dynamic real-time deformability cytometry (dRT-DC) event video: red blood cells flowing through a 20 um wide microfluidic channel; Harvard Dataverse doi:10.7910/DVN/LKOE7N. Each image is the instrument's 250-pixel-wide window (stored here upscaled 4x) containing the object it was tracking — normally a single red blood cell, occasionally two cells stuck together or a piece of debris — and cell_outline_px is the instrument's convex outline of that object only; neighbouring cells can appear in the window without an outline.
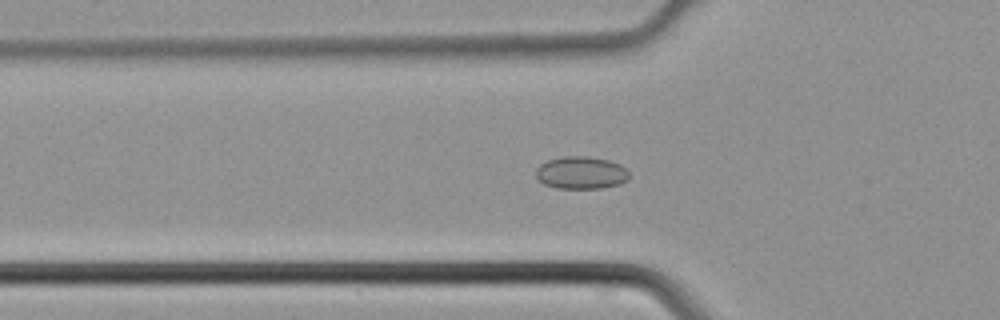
{"species": "common noctule bat (a hibernating species)", "species_latin": "Nyctalus noctula", "temperature_condition": "cold", "stored_images_in_passage": 44, "camera_frame_rate_fps": 3000, "um_per_image_px": 0.085, "animal": {"sex": "male", "body_mass_g": 21.5, "forearm_length_mm": 52.0}, "frame": {"image": 1, "passage_image": 15, "time_ms": 4.667, "image_size_px": [1000, 320], "cell_outline_px": [[628, 180], [620, 184], [600, 188], [556, 188], [544, 184], [536, 176], [536, 168], [540, 164], [548, 160], [564, 156], [588, 156], [608, 160], [620, 164], [628, 172]], "centroid_in_image_um": [49.39, 14.68], "position_along_channel_um": 76.4, "area_um2": 17.63}}
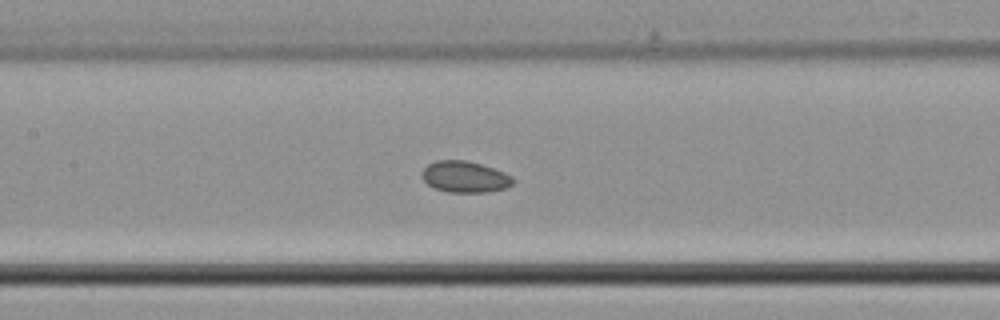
{"frame": {"image": 2, "passage_image": 21, "time_ms": 6.667, "image_size_px": [1000, 320], "cell_outline_px": [[516, 180], [508, 188], [484, 192], [448, 192], [436, 188], [428, 184], [420, 176], [424, 168], [428, 164], [436, 160], [464, 160], [480, 164], [504, 172], [512, 176]], "centroid_in_image_um": [39.52, 15.03], "position_along_channel_um": 167.9, "area_um2": 16.59}}
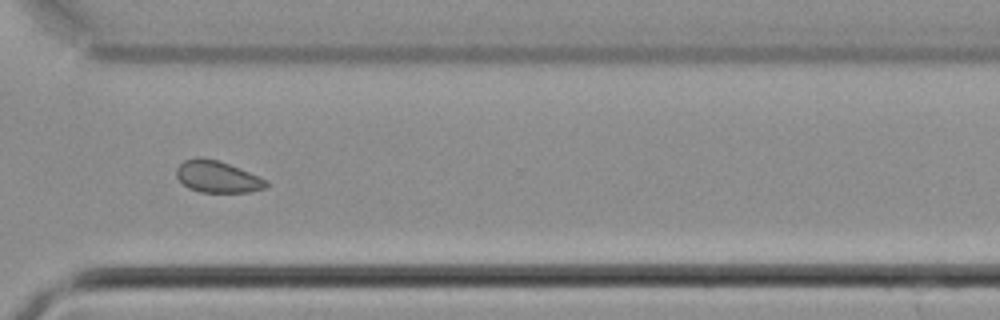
{"frame": {"image": 3, "passage_image": 33, "time_ms": 10.667, "image_size_px": [1000, 320], "cell_outline_px": [[268, 184], [264, 188], [248, 192], [200, 192], [188, 188], [176, 176], [176, 168], [184, 160], [200, 156], [216, 160], [228, 164], [268, 180]], "centroid_in_image_um": [18.45, 15.02], "position_along_channel_um": 352.2, "area_um2": 16.42}}